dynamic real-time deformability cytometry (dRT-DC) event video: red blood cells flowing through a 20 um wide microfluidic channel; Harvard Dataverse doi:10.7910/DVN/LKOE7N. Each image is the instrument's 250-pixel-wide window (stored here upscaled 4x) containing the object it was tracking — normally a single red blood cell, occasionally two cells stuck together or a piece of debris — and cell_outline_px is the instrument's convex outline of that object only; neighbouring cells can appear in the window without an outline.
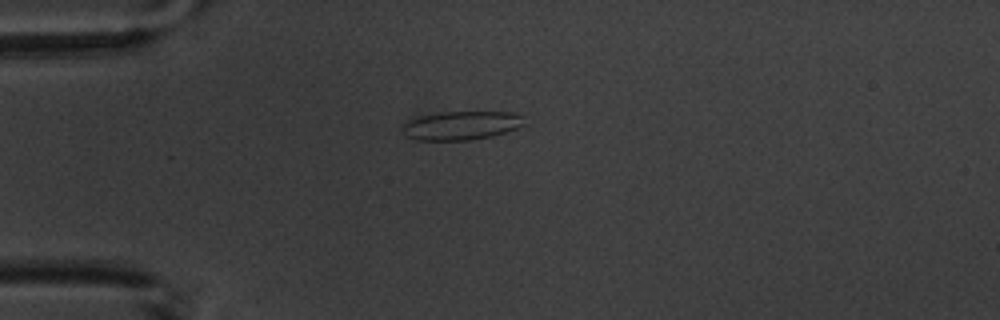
{"species": "common noctule bat (a hibernating species)", "species_latin": "Nyctalus noctula", "temperature_condition": "warm", "stored_images_in_passage": 5, "camera_frame_rate_fps": 3000, "um_per_image_px": 0.085, "animal": {"sex": "male", "body_mass_g": 20.1, "forearm_length_mm": 53.5}, "frame": {"image": 1, "passage_image": 5, "time_ms": 4.667, "image_size_px": [1000, 320], "cell_outline_px": [[524, 124], [516, 128], [492, 136], [468, 140], [412, 140], [404, 136], [400, 132], [400, 124], [408, 120], [420, 116], [444, 112], [512, 112], [524, 116]], "centroid_in_image_um": [39.11, 10.67], "position_along_channel_um": 45.9, "area_um2": 20.63}}